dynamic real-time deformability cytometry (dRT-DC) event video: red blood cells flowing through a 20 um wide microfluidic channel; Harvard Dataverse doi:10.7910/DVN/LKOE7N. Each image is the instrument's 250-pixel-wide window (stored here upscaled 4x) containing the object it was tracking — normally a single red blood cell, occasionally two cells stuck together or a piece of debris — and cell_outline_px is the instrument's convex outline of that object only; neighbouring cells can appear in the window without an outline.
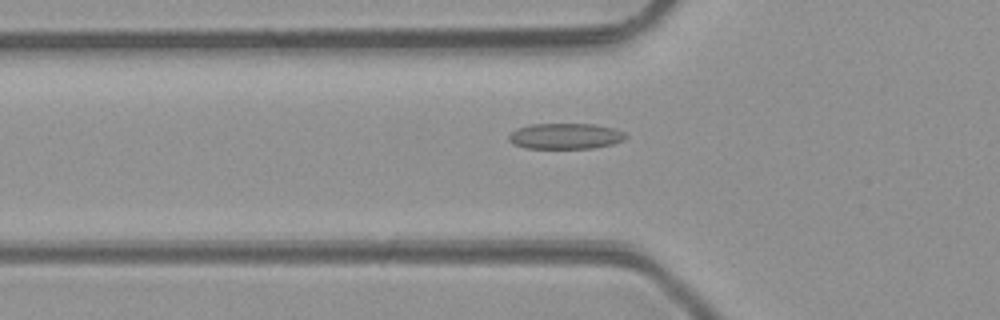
{"species": "common noctule bat (a hibernating species)", "species_latin": "Nyctalus noctula", "temperature_condition": "room temperature", "stored_images_in_passage": 38, "camera_frame_rate_fps": 3000, "um_per_image_px": 0.085, "animal": {"sex": "male", "body_mass_g": 23.1, "forearm_length_mm": 52.7}, "frame": {"image": 1, "passage_image": 6, "time_ms": 1.667, "image_size_px": [1000, 320], "cell_outline_px": [[628, 136], [624, 140], [612, 144], [592, 148], [524, 148], [512, 144], [508, 140], [508, 136], [516, 128], [528, 124], [596, 124], [612, 128], [624, 132]], "centroid_in_image_um": [48.03, 11.57], "position_along_channel_um": 77.8, "area_um2": 17.69}}
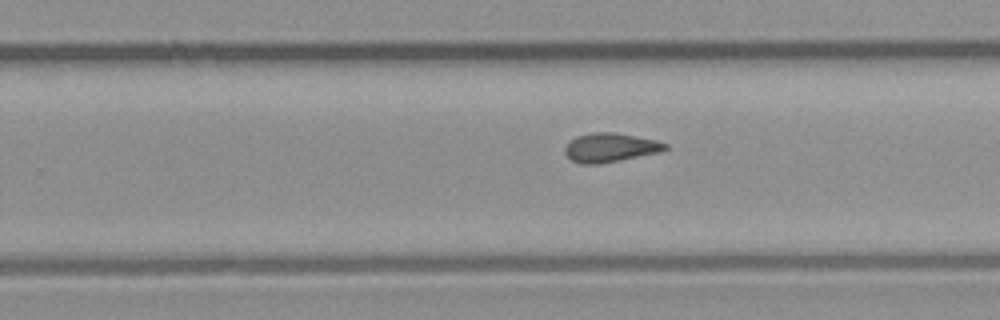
{"frame": {"image": 2, "passage_image": 20, "time_ms": 6.333, "image_size_px": [1000, 320], "cell_outline_px": [[668, 148], [660, 152], [596, 164], [580, 164], [572, 160], [564, 152], [564, 148], [576, 136], [592, 132], [616, 132], [656, 140], [668, 144]], "centroid_in_image_um": [51.87, 12.53], "position_along_channel_um": 277.9, "area_um2": 16.76}}
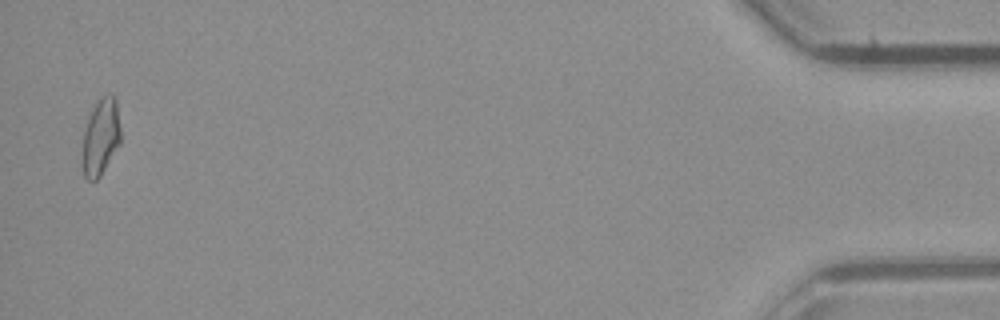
{"frame": {"image": 3, "passage_image": 37, "time_ms": 12.0, "image_size_px": [1000, 320], "cell_outline_px": [[120, 144], [100, 176], [96, 180], [88, 180], [84, 176], [84, 132], [88, 120], [96, 104], [104, 96], [112, 96], [116, 100], [120, 128]], "centroid_in_image_um": [8.59, 11.68], "position_along_channel_um": 426.6, "area_um2": 16.24}, "authors_computed_cell_mechanics": {"area_um2": 16.5308, "velocity_mm_per_s": 4.2789, "shape_relaxation_time_tau1_ms": null, "shape_relaxation_time_tau2_ms": 3.3573, "deformation_change_tau1": null, "deformation_change_tau2": 0.1207}}